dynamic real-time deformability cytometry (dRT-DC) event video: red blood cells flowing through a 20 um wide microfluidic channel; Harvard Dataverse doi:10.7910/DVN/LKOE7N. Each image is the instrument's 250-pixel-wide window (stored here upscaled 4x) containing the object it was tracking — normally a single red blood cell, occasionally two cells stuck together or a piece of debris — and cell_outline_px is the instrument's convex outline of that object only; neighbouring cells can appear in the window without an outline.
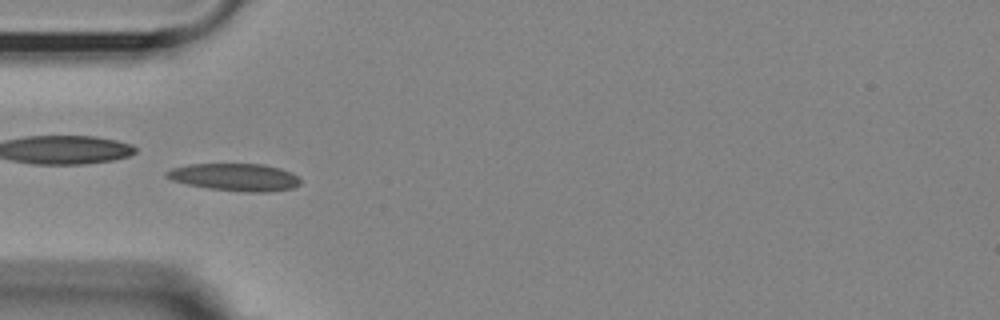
{"species": "Egyptian fruit bat (a non-hibernating species)", "species_latin": "Rousettus aegyptiacus", "temperature_condition": "room temperature", "stored_images_in_passage": 26, "camera_frame_rate_fps": 3000, "um_per_image_px": 0.085, "animal": {"sex": "female"}, "frame": {"image": 1, "passage_image": 5, "time_ms": 1.333, "image_size_px": [1000, 320], "cell_outline_px": [[300, 184], [292, 188], [268, 192], [244, 192], [208, 188], [188, 184], [172, 180], [164, 176], [164, 172], [172, 168], [188, 164], [264, 164], [280, 168], [292, 172], [300, 180]], "centroid_in_image_um": [19.96, 15.05], "position_along_channel_um": 65.0, "area_um2": 21.44}}
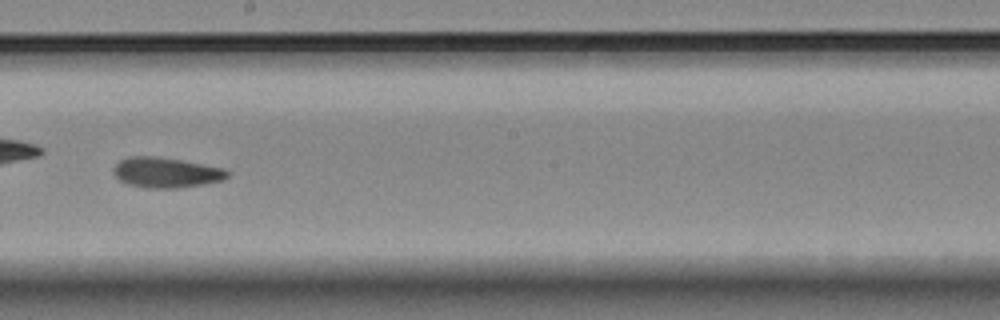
{"frame": {"image": 2, "passage_image": 19, "time_ms": 6.0, "image_size_px": [1000, 320], "cell_outline_px": [[228, 176], [220, 180], [204, 184], [180, 188], [148, 188], [128, 184], [120, 180], [112, 172], [112, 168], [120, 160], [128, 156], [156, 156], [180, 160], [224, 168], [228, 172]], "centroid_in_image_um": [14.07, 14.66], "position_along_channel_um": 234.1, "area_um2": 20.0}}
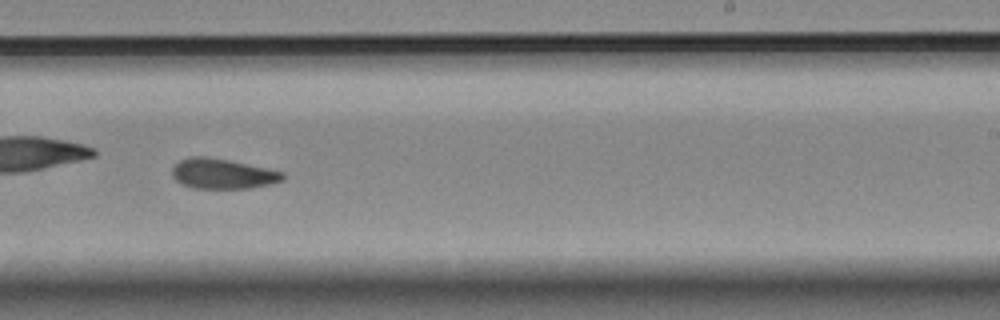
{"frame": {"image": 3, "passage_image": 22, "time_ms": 7.0, "image_size_px": [1000, 320], "cell_outline_px": [[284, 180], [272, 184], [248, 188], [192, 188], [180, 184], [172, 176], [172, 164], [180, 160], [192, 156], [208, 156], [228, 160], [284, 172]], "centroid_in_image_um": [18.88, 14.77], "position_along_channel_um": 270.1, "area_um2": 19.54}}